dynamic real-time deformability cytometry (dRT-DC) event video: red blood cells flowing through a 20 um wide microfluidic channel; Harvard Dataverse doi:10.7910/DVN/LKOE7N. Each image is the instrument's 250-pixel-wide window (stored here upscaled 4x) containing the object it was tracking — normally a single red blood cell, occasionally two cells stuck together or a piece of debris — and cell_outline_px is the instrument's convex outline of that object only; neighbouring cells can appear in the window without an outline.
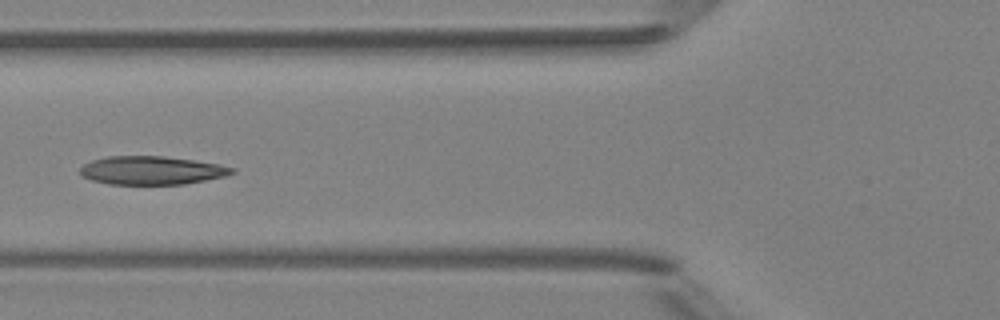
{"species": "Egyptian fruit bat (a non-hibernating species)", "species_latin": "Rousettus aegyptiacus", "temperature_condition": "room temperature", "stored_images_in_passage": 4, "camera_frame_rate_fps": 3000, "um_per_image_px": 0.085, "animal": {"sex": "female"}, "frame": {"image": 1, "passage_image": 4, "time_ms": 4.333, "image_size_px": [1000, 320], "cell_outline_px": [[236, 172], [224, 176], [184, 184], [108, 184], [92, 180], [80, 176], [80, 168], [84, 164], [92, 160], [108, 156], [164, 156], [220, 164], [236, 168]], "centroid_in_image_um": [12.88, 14.48], "position_along_channel_um": 112.9, "area_um2": 25.14}}